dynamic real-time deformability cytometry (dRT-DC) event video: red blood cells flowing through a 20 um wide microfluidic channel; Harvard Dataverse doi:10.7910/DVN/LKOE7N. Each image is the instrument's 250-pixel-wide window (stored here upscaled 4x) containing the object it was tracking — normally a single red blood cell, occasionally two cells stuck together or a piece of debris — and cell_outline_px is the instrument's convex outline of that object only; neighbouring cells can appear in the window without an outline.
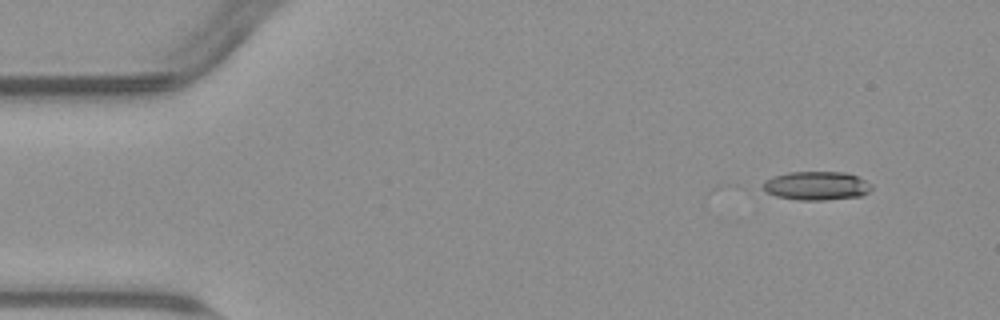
{"species": "common noctule bat (a hibernating species)", "species_latin": "Nyctalus noctula", "temperature_condition": "warm", "stored_images_in_passage": 6, "camera_frame_rate_fps": 3000, "um_per_image_px": 0.085, "animal": {"sex": "male", "body_mass_g": 23.1, "forearm_length_mm": 52.7}, "frame": {"image": 1, "passage_image": 1, "time_ms": 0.0, "image_size_px": [1000, 320], "cell_outline_px": [[872, 188], [868, 192], [860, 196], [824, 200], [800, 200], [776, 196], [764, 192], [756, 188], [764, 180], [772, 176], [788, 172], [844, 172], [856, 176], [872, 184]], "centroid_in_image_um": [69.29, 15.79], "position_along_channel_um": 15.7, "area_um2": 18.5}}